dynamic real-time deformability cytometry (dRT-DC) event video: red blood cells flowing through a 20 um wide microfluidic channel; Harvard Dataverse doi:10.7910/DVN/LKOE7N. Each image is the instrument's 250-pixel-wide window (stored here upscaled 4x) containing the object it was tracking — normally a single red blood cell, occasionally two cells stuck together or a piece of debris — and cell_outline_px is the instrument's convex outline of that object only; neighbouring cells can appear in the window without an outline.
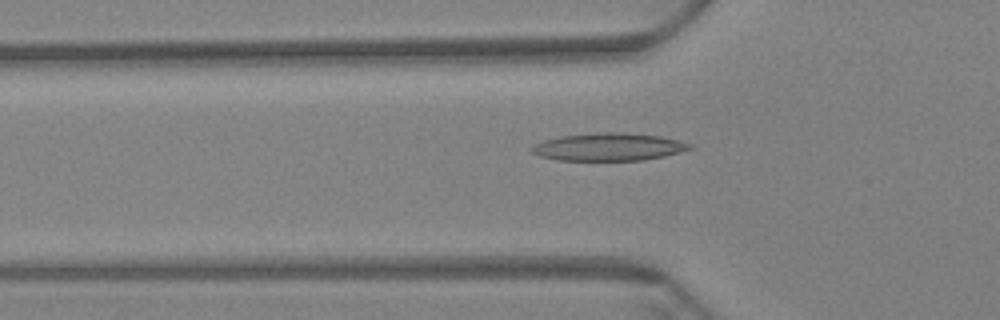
{"species": "Egyptian fruit bat (a non-hibernating species)", "species_latin": "Rousettus aegyptiacus", "temperature_condition": "warm", "stored_images_in_passage": 54, "camera_frame_rate_fps": 3000, "um_per_image_px": 0.085, "animal": {"sex": "female"}, "frame": {"image": 1, "passage_image": 15, "time_ms": 4.667, "image_size_px": [1000, 320], "cell_outline_px": [[696, 148], [664, 156], [644, 160], [556, 160], [540, 156], [532, 152], [528, 148], [532, 144], [544, 140], [560, 136], [604, 132], [620, 132], [660, 136], [692, 144]], "centroid_in_image_um": [51.72, 12.49], "position_along_channel_um": 74.1, "area_um2": 25.55}}
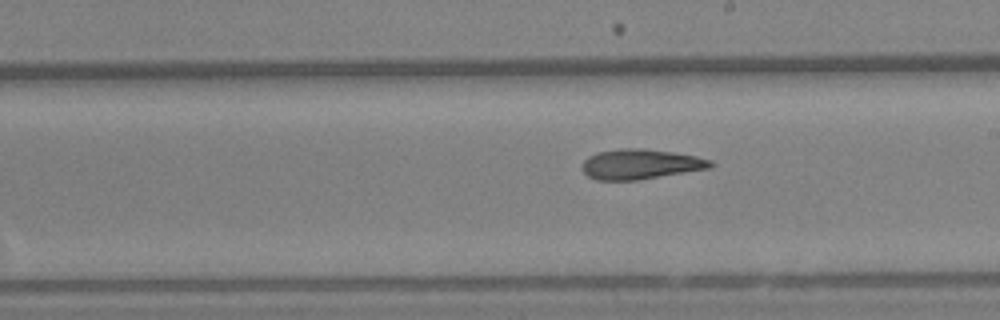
{"frame": {"image": 2, "passage_image": 29, "time_ms": 9.333, "image_size_px": [1000, 320], "cell_outline_px": [[716, 164], [708, 168], [636, 180], [596, 180], [588, 176], [580, 168], [584, 160], [588, 156], [596, 152], [620, 148], [640, 148], [672, 152], [696, 156], [712, 160]], "centroid_in_image_um": [54.39, 13.94], "position_along_channel_um": 234.6, "area_um2": 22.43}}
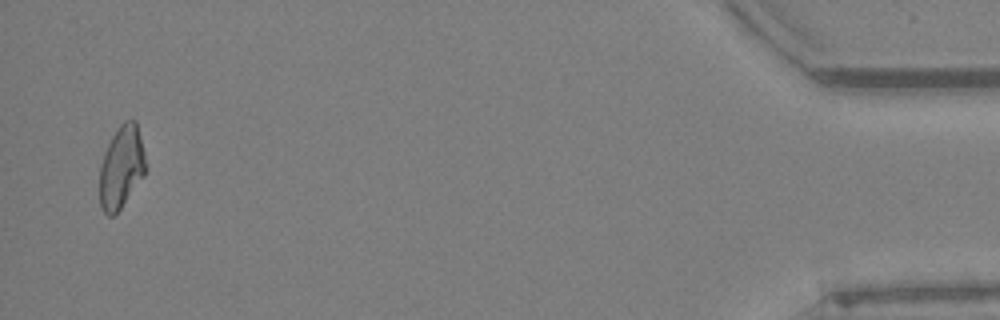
{"frame": {"image": 3, "passage_image": 53, "time_ms": 17.333, "image_size_px": [1000, 320], "cell_outline_px": [[148, 168], [144, 176], [120, 208], [112, 216], [108, 216], [104, 212], [100, 204], [100, 164], [104, 152], [112, 136], [120, 124], [124, 120], [136, 120]], "centroid_in_image_um": [10.33, 14.19], "position_along_channel_um": 424.9, "area_um2": 22.14}, "authors_computed_cell_mechanics": {"area_um2": 22.8021, "velocity_mm_per_s": 3.4445, "shape_relaxation_time_tau1_ms": null, "shape_relaxation_time_tau2_ms": 3.9029, "deformation_change_tau1": null, "deformation_change_tau2": 0.1205}}